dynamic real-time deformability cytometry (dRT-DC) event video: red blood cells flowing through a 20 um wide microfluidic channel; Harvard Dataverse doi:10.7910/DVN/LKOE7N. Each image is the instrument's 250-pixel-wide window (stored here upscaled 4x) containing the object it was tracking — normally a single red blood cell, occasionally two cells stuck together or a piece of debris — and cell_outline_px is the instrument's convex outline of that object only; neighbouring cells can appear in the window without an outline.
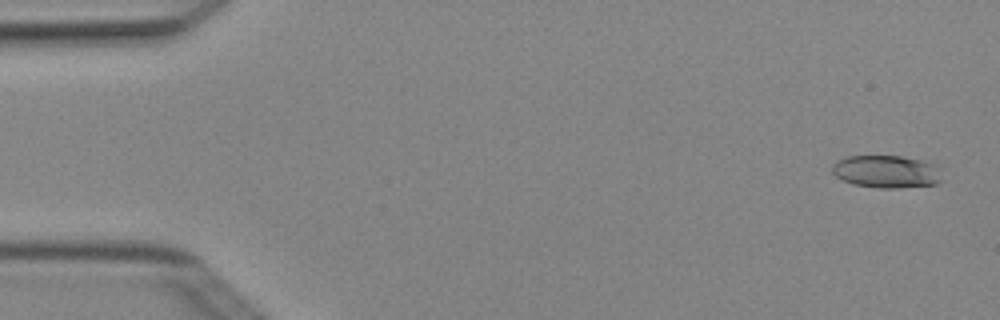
{"species": "Egyptian fruit bat (a non-hibernating species)", "species_latin": "Rousettus aegyptiacus", "temperature_condition": "cold", "stored_images_in_passage": 6, "camera_frame_rate_fps": 3000, "um_per_image_px": 0.085, "animal": {"sex": "female"}, "frame": {"image": 1, "passage_image": 1, "time_ms": 0.0, "image_size_px": [1000, 320], "cell_outline_px": [[940, 180], [936, 184], [896, 188], [880, 188], [852, 184], [836, 176], [832, 172], [832, 164], [836, 160], [848, 156], [900, 156], [920, 160], [932, 164]], "centroid_in_image_um": [75.24, 14.58], "position_along_channel_um": 9.8, "area_um2": 20.4}}
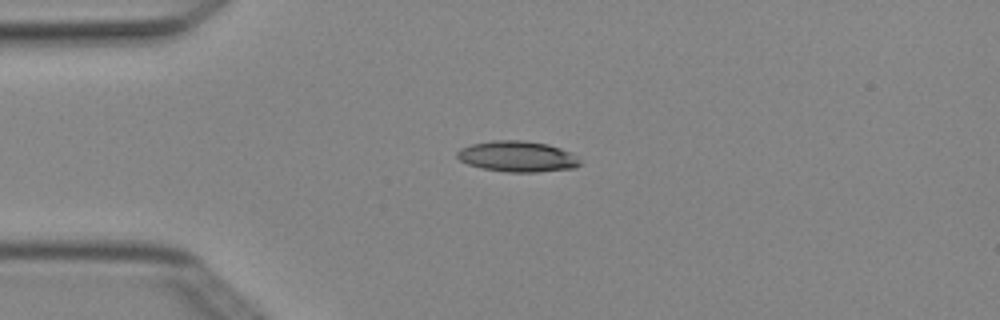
{"frame": {"image": 2, "passage_image": 4, "time_ms": 1.0, "image_size_px": [1000, 320], "cell_outline_px": [[580, 164], [576, 168], [536, 172], [508, 172], [480, 168], [468, 164], [460, 160], [456, 156], [456, 152], [460, 148], [472, 144], [492, 140], [524, 140], [548, 144], [560, 148], [576, 156], [580, 160]], "centroid_in_image_um": [43.96, 13.3], "position_along_channel_um": 41.0, "area_um2": 22.14}}
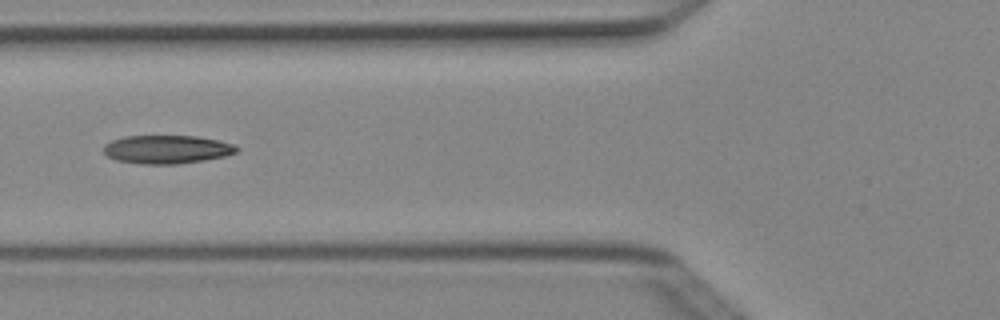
{"frame": {"image": 3, "passage_image": 6, "time_ms": 1.667, "image_size_px": [1000, 320], "cell_outline_px": [[240, 148], [236, 152], [224, 156], [204, 160], [176, 164], [140, 164], [116, 160], [108, 156], [104, 152], [104, 144], [112, 140], [124, 136], [196, 136], [220, 140], [232, 144]], "centroid_in_image_um": [14.18, 12.69], "position_along_channel_um": 111.6, "area_um2": 22.02}}